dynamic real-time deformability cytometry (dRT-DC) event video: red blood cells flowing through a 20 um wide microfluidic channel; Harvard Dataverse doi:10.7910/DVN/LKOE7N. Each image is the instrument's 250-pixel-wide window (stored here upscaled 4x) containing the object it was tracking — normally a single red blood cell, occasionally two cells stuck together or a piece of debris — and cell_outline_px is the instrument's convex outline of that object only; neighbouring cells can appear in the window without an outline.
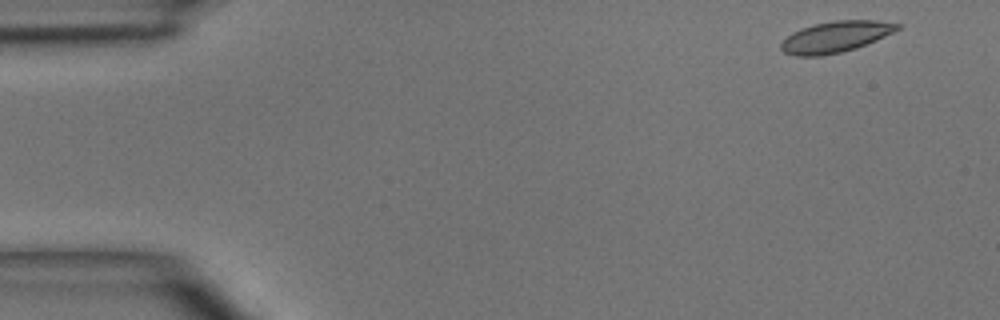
{"species": "common noctule bat (a hibernating species)", "species_latin": "Nyctalus noctula", "temperature_condition": "room temperature", "stored_images_in_passage": 4, "camera_frame_rate_fps": 3000, "um_per_image_px": 0.085, "animal": {"sex": "male", "body_mass_g": 15.6}, "frame": {"image": 1, "passage_image": 1, "time_ms": 0.0, "image_size_px": [1000, 320], "cell_outline_px": [[900, 28], [876, 40], [856, 48], [840, 52], [820, 56], [796, 56], [784, 52], [780, 48], [780, 44], [792, 32], [800, 28], [816, 24], [836, 20], [876, 20], [900, 24]], "centroid_in_image_um": [71.0, 3.13], "position_along_channel_um": 14.0, "area_um2": 20.87}}
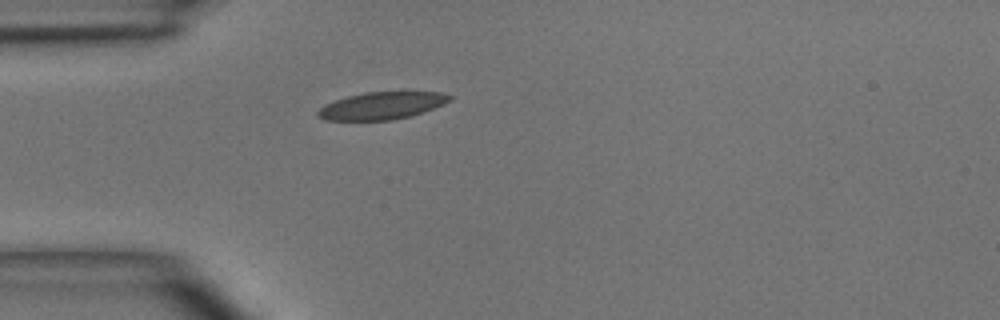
{"frame": {"image": 2, "passage_image": 4, "time_ms": 3.333, "image_size_px": [1000, 320], "cell_outline_px": [[452, 100], [444, 104], [412, 116], [392, 120], [324, 120], [316, 116], [316, 112], [324, 104], [348, 96], [364, 92], [440, 92], [452, 96]], "centroid_in_image_um": [32.44, 8.99], "position_along_channel_um": 52.6, "area_um2": 21.04}}